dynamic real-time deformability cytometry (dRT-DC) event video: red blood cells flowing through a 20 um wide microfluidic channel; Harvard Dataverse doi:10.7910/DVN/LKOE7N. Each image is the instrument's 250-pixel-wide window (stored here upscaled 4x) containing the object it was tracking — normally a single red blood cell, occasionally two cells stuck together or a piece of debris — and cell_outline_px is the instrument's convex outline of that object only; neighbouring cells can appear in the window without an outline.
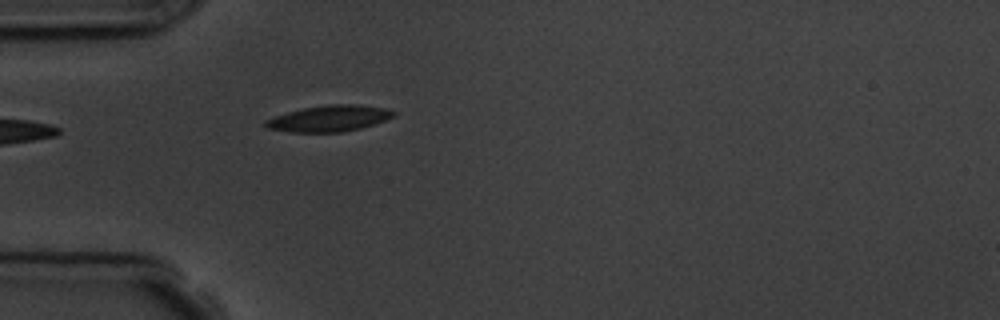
{"species": "common noctule bat (a hibernating species)", "species_latin": "Nyctalus noctula", "temperature_condition": "room temperature", "stored_images_in_passage": 4, "camera_frame_rate_fps": 3000, "um_per_image_px": 0.085, "animal": {"sex": "male", "body_mass_g": 19.5, "forearm_length_mm": 54.6}, "frame": {"image": 1, "passage_image": 4, "time_ms": 5.333, "image_size_px": [1000, 320], "cell_outline_px": [[396, 116], [376, 124], [360, 128], [340, 132], [288, 132], [268, 128], [264, 124], [264, 120], [288, 112], [304, 108], [328, 104], [356, 104], [388, 108], [396, 112]], "centroid_in_image_um": [28.03, 10.06], "position_along_channel_um": 57.0, "area_um2": 19.59}}